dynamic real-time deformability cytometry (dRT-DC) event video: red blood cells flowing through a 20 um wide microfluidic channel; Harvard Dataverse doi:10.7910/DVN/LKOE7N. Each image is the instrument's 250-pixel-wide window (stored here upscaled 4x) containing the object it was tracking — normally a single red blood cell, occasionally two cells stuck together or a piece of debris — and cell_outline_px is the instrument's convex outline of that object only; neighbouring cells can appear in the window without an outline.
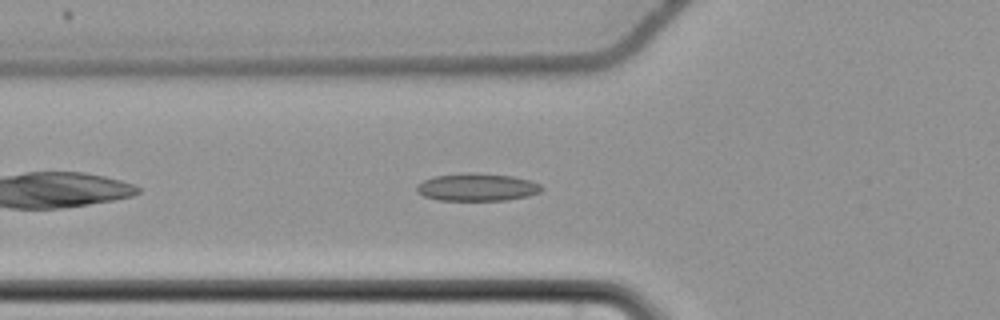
{"species": "common noctule bat (a hibernating species)", "species_latin": "Nyctalus noctula", "temperature_condition": "cold", "stored_images_in_passage": 42, "camera_frame_rate_fps": 3000, "um_per_image_px": 0.085, "animal": {"sex": "female", "body_mass_g": 22.7, "forearm_length_mm": 54.2}, "frame": {"image": 1, "passage_image": 6, "time_ms": 1.667, "image_size_px": [1000, 320], "cell_outline_px": [[544, 188], [540, 192], [528, 196], [508, 200], [440, 200], [424, 196], [416, 192], [416, 184], [432, 176], [464, 172], [476, 172], [512, 176], [528, 180], [540, 184]], "centroid_in_image_um": [40.52, 15.9], "position_along_channel_um": 85.3, "area_um2": 20.35}}
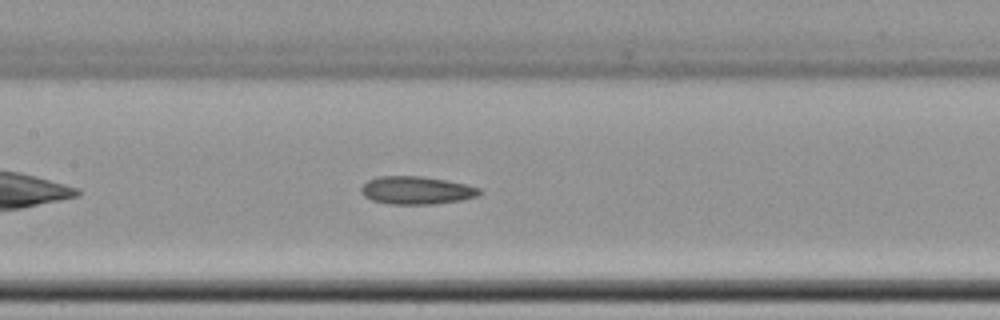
{"frame": {"image": 2, "passage_image": 13, "time_ms": 4.0, "image_size_px": [1000, 320], "cell_outline_px": [[480, 196], [460, 200], [432, 204], [388, 204], [372, 200], [364, 196], [360, 192], [360, 188], [368, 180], [380, 176], [420, 176], [444, 180], [464, 184], [480, 188]], "centroid_in_image_um": [35.37, 16.18], "position_along_channel_um": 172.0, "area_um2": 19.13}}
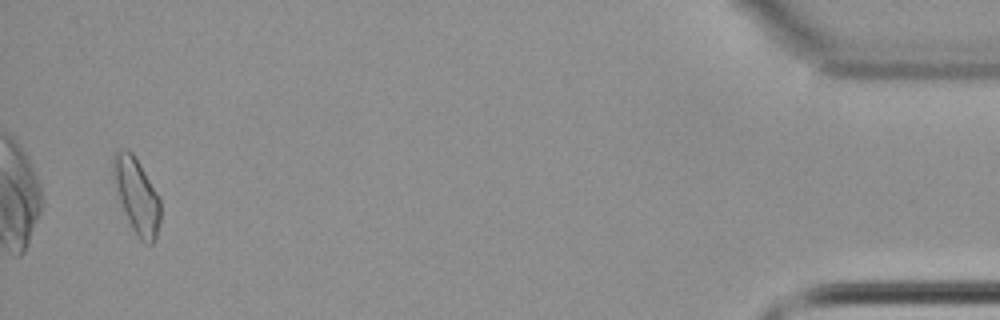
{"frame": {"image": 3, "passage_image": 40, "time_ms": 13.0, "image_size_px": [1000, 320], "cell_outline_px": [[160, 220], [156, 240], [152, 244], [144, 244], [140, 240], [132, 228], [120, 204], [112, 176], [112, 156], [116, 148], [128, 148], [132, 152], [140, 164], [156, 192], [160, 200]], "centroid_in_image_um": [11.58, 16.6], "position_along_channel_um": 423.6, "area_um2": 21.04}}